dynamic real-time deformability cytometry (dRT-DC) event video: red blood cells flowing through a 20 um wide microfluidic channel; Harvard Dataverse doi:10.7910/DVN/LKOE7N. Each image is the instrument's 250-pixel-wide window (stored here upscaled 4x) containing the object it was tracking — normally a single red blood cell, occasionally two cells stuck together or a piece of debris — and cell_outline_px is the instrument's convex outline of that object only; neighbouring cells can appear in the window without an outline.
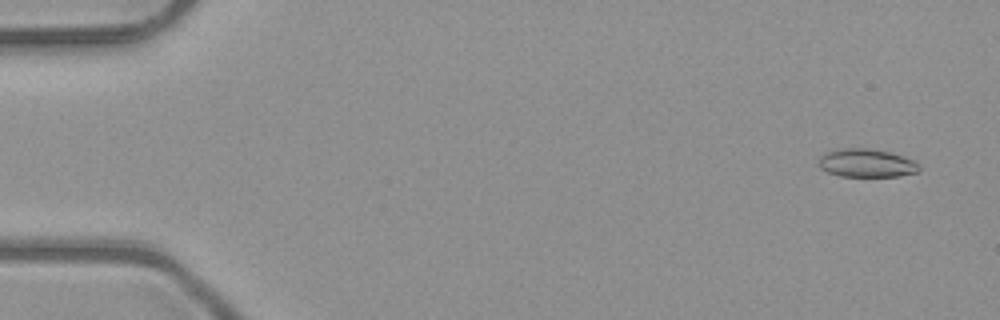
{"species": "common noctule bat (a hibernating species)", "species_latin": "Nyctalus noctula", "temperature_condition": "room temperature", "stored_images_in_passage": 52, "camera_frame_rate_fps": 3000, "um_per_image_px": 0.085, "animal": {"sex": "male", "body_mass_g": 23.1, "forearm_length_mm": 52.7}, "frame": {"image": 1, "passage_image": 3, "time_ms": 0.667, "image_size_px": [1000, 320], "cell_outline_px": [[920, 168], [916, 172], [900, 176], [840, 176], [828, 172], [820, 168], [820, 156], [824, 152], [836, 148], [868, 148], [888, 152], [912, 160]], "centroid_in_image_um": [73.59, 13.85], "position_along_channel_um": 11.4, "area_um2": 16.36}}
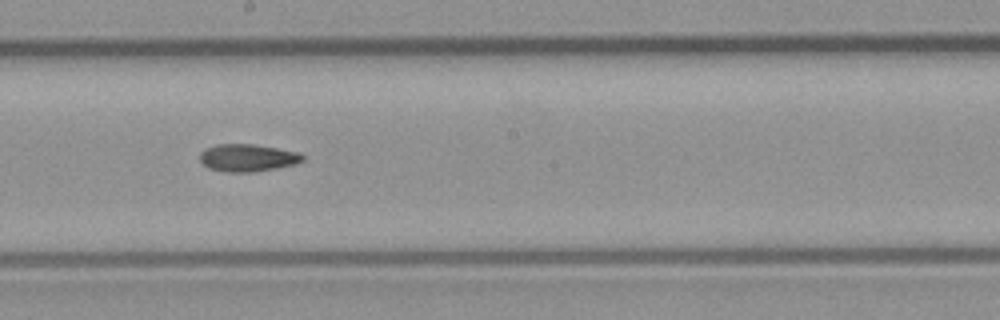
{"frame": {"image": 2, "passage_image": 29, "time_ms": 9.333, "image_size_px": [1000, 320], "cell_outline_px": [[304, 160], [296, 164], [276, 168], [252, 172], [224, 172], [208, 168], [200, 160], [200, 152], [204, 148], [216, 144], [252, 144], [300, 152], [304, 156]], "centroid_in_image_um": [21.03, 13.41], "position_along_channel_um": 227.2, "area_um2": 16.53}}
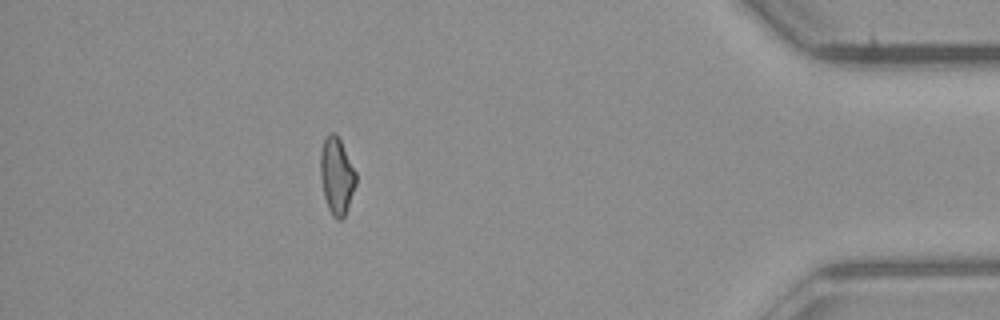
{"frame": {"image": 3, "passage_image": 46, "time_ms": 15.0, "image_size_px": [1000, 320], "cell_outline_px": [[356, 184], [344, 216], [340, 220], [336, 220], [332, 216], [328, 208], [324, 196], [320, 176], [320, 152], [324, 140], [328, 132], [332, 132], [340, 140], [356, 172]], "centroid_in_image_um": [28.6, 14.96], "position_along_channel_um": 406.6, "area_um2": 15.78}, "authors_computed_cell_mechanics": {"area_um2": 16.3863, "velocity_mm_per_s": 4.0692, "shape_relaxation_time_tau1_ms": 9.9897, "shape_relaxation_time_tau2_ms": null, "deformation_change_tau1": 0.1903, "deformation_change_tau2": null}}